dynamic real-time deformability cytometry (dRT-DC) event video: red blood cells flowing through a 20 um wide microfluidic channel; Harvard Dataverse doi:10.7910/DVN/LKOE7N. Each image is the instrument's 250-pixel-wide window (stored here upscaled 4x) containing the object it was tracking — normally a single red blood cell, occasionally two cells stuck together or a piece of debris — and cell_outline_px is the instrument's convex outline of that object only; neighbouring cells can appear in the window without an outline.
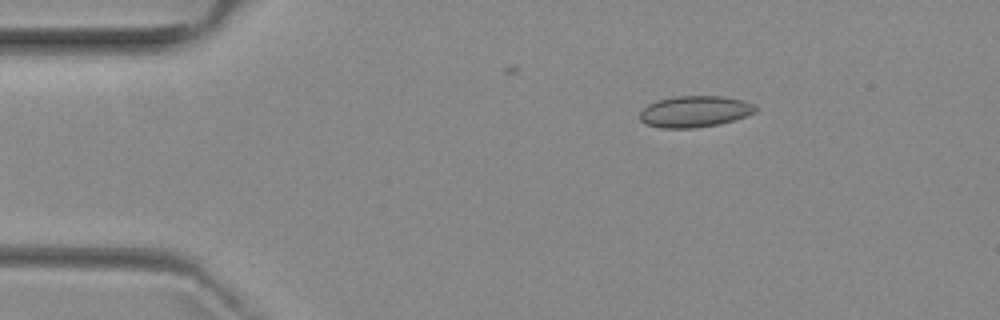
{"species": "common noctule bat (a hibernating species)", "species_latin": "Nyctalus noctula", "temperature_condition": "room temperature", "stored_images_in_passage": 5, "camera_frame_rate_fps": 3000, "um_per_image_px": 0.085, "animal": {"sex": "female", "body_mass_g": 29.2, "forearm_length_mm": 56.3}, "frame": {"image": 1, "passage_image": 3, "time_ms": 2.333, "image_size_px": [1000, 320], "cell_outline_px": [[756, 112], [748, 116], [720, 124], [692, 128], [660, 128], [648, 124], [640, 120], [640, 112], [648, 104], [656, 100], [672, 96], [724, 96], [744, 100], [756, 104]], "centroid_in_image_um": [59.09, 9.47], "position_along_channel_um": 25.9, "area_um2": 21.39}}